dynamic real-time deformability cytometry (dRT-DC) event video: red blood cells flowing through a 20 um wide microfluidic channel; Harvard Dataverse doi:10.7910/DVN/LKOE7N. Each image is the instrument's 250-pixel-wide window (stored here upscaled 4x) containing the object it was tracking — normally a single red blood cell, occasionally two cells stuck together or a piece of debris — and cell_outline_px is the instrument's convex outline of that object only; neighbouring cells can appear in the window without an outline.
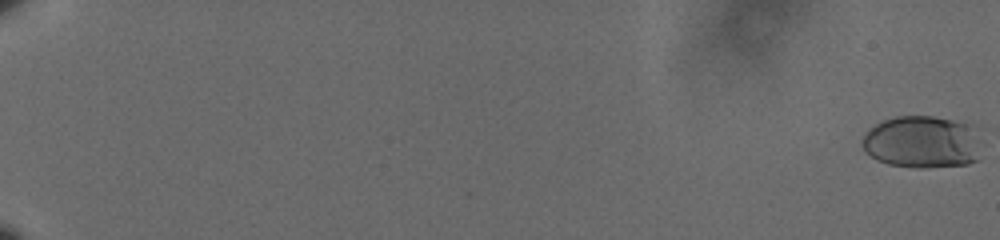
{"species": "human", "species_latin": "Homo sapiens", "temperature_condition": "cold", "stored_images_in_passage": 63, "camera_frame_rate_fps": 3000, "um_per_image_px": 0.085, "donor": {"sex": "male"}, "frame": {"image": 1, "passage_image": 1, "time_ms": 0.0, "image_size_px": [1000, 240], "cell_outline_px": [[980, 160], [968, 164], [924, 168], [920, 168], [888, 164], [876, 160], [864, 152], [860, 144], [860, 140], [868, 128], [884, 120], [896, 116], [932, 116], [972, 124], [980, 140]], "centroid_in_image_um": [78.37, 12.08], "position_along_channel_um": 6.6, "area_um2": 37.11}}
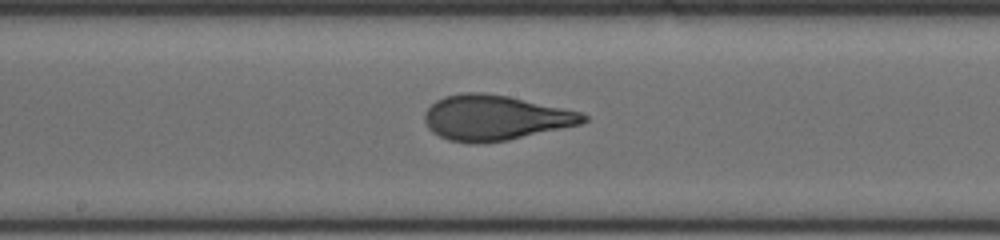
{"frame": {"image": 2, "passage_image": 38, "time_ms": 12.333, "image_size_px": [1000, 240], "cell_outline_px": [[588, 120], [580, 124], [508, 140], [472, 144], [448, 140], [432, 132], [428, 128], [424, 120], [424, 116], [428, 108], [436, 100], [444, 96], [464, 92], [484, 92], [508, 96], [584, 112], [588, 116]], "centroid_in_image_um": [42.08, 10.0], "position_along_channel_um": 206.1, "area_um2": 41.85}}
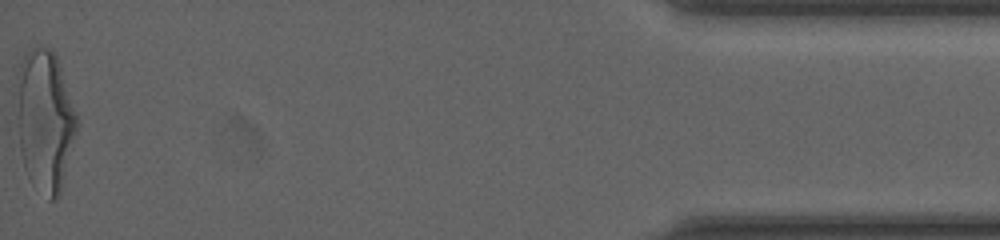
{"frame": {"image": 3, "passage_image": 63, "time_ms": 20.667, "image_size_px": [1000, 240], "cell_outline_px": [[80, 124], [60, 196], [52, 200], [48, 200], [24, 168], [20, 152], [16, 76], [24, 52], [32, 48], [48, 44], [52, 48], [56, 56], [76, 112]], "centroid_in_image_um": [3.85, 10.2], "position_along_channel_um": 431.4, "area_um2": 49.88}, "authors_computed_cell_mechanics": {"area_um2": 40.4022, "velocity_mm_per_s": 3.5978, "shape_relaxation_time_tau1_ms": 5.1515, "shape_relaxation_time_tau2_ms": 0.7721, "deformation_change_tau1": 0.2032, "deformation_change_tau2": 0.0863}}